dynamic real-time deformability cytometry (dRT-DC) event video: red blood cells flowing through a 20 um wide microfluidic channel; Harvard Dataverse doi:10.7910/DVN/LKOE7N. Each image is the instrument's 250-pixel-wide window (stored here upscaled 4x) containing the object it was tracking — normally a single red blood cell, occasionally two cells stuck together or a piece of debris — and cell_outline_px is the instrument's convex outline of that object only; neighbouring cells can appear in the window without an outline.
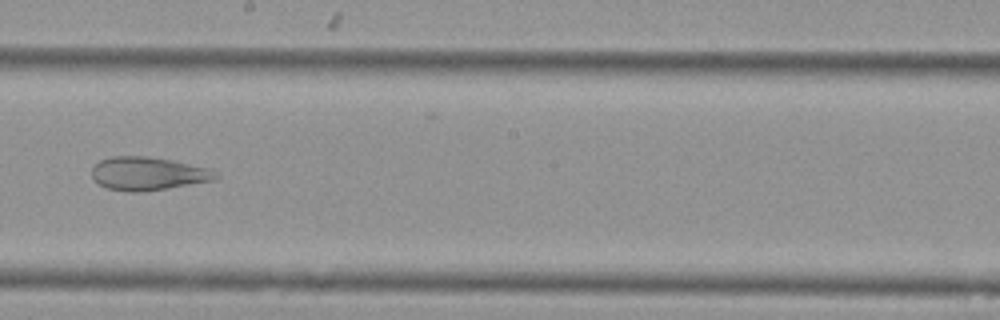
{"species": "Egyptian fruit bat (a non-hibernating species)", "species_latin": "Rousettus aegyptiacus", "temperature_condition": "cold", "stored_images_in_passage": 9, "camera_frame_rate_fps": 3000, "um_per_image_px": 0.085, "animal": {"sex": "female"}, "frame": {"image": 1, "passage_image": 7, "time_ms": 2.0, "image_size_px": [1000, 320], "cell_outline_px": [[220, 176], [216, 180], [168, 188], [140, 192], [128, 192], [108, 188], [100, 184], [92, 176], [92, 168], [100, 160], [108, 156], [148, 156], [172, 160], [208, 168], [216, 172]], "centroid_in_image_um": [12.59, 14.75], "position_along_channel_um": 235.6, "area_um2": 24.04}}
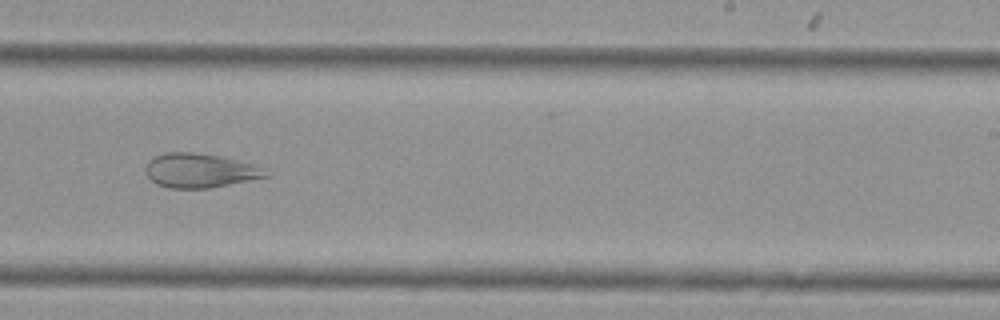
{"frame": {"image": 2, "passage_image": 8, "time_ms": 2.333, "image_size_px": [1000, 320], "cell_outline_px": [[272, 176], [208, 188], [168, 188], [156, 184], [144, 172], [144, 168], [148, 160], [164, 152], [192, 152], [224, 156], [252, 164], [264, 168], [272, 172]], "centroid_in_image_um": [17.02, 14.49], "position_along_channel_um": 272.0, "area_um2": 24.33}}